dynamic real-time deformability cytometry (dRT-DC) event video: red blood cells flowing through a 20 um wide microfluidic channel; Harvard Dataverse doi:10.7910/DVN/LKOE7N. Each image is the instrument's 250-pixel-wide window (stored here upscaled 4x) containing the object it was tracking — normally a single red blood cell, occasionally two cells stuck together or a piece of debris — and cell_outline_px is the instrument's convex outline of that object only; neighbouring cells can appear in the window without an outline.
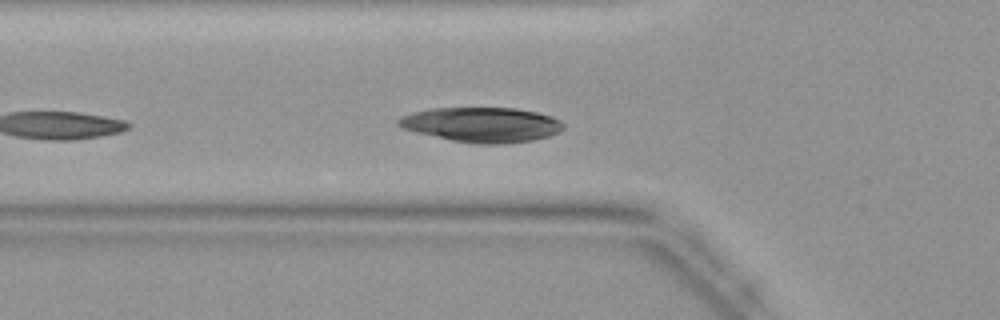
{"species": "common noctule bat (a hibernating species)", "species_latin": "Nyctalus noctula", "temperature_condition": "warm", "stored_images_in_passage": 26, "camera_frame_rate_fps": 3000, "um_per_image_px": 0.085, "animal": {"sex": "female", "body_mass_g": 19.9}, "frame": {"image": 1, "passage_image": 5, "time_ms": 1.333, "image_size_px": [1000, 320], "cell_outline_px": [[564, 128], [560, 132], [548, 136], [532, 140], [504, 144], [476, 144], [452, 140], [416, 132], [400, 128], [396, 124], [396, 120], [400, 116], [412, 112], [432, 108], [516, 108], [536, 112], [552, 116], [560, 120], [564, 124]], "centroid_in_image_um": [40.94, 10.59], "position_along_channel_um": 84.9, "area_um2": 33.7}}